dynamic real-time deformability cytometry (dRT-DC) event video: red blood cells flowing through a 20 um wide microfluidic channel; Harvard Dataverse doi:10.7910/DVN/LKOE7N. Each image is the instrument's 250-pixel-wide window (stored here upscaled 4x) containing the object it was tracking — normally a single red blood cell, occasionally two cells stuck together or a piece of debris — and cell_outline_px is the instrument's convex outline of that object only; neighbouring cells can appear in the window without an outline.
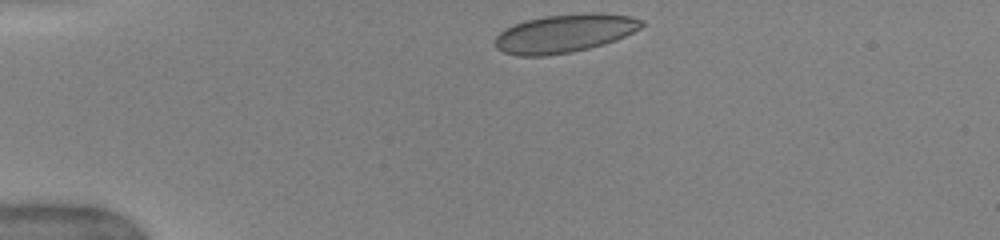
{"species": "human", "species_latin": "Homo sapiens", "temperature_condition": "warm", "stored_images_in_passage": 40, "camera_frame_rate_fps": 3000, "um_per_image_px": 0.085, "donor": {"sex": "female"}, "frame": {"image": 1, "passage_image": 1, "time_ms": 0.0, "image_size_px": [1000, 240], "cell_outline_px": [[644, 24], [640, 28], [616, 40], [604, 44], [572, 52], [544, 56], [516, 56], [504, 52], [496, 48], [496, 36], [504, 28], [524, 20], [544, 16], [600, 12], [632, 16], [644, 20]], "centroid_in_image_um": [47.99, 2.83], "position_along_channel_um": 37.0, "area_um2": 32.83}}
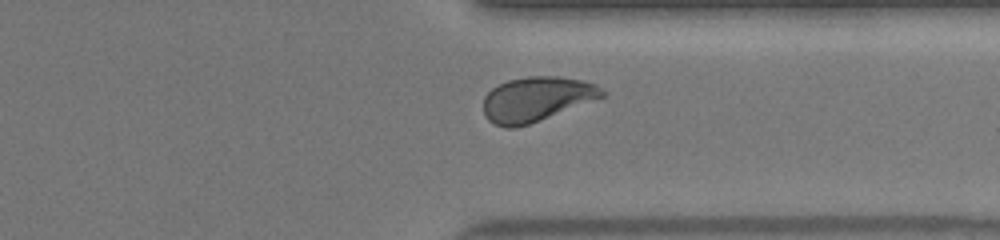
{"frame": {"image": 2, "passage_image": 29, "time_ms": 9.333, "image_size_px": [1000, 240], "cell_outline_px": [[604, 96], [528, 124], [516, 128], [504, 128], [488, 120], [484, 116], [484, 96], [492, 88], [508, 80], [528, 76], [560, 76], [584, 80], [596, 84], [604, 92]], "centroid_in_image_um": [45.56, 8.41], "position_along_channel_um": 365.8, "area_um2": 30.58}}
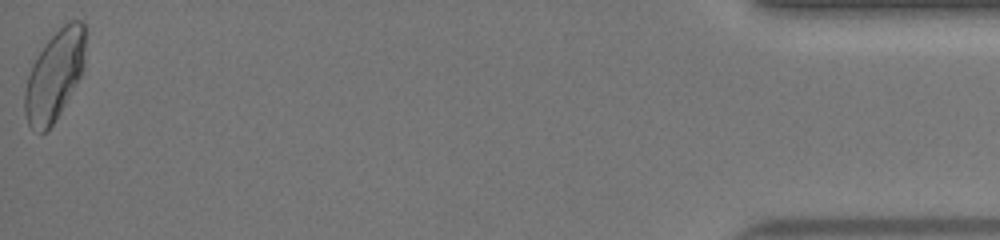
{"frame": {"image": 3, "passage_image": 40, "time_ms": 13.0, "image_size_px": [1000, 240], "cell_outline_px": [[84, 64], [80, 76], [60, 112], [52, 124], [44, 132], [40, 132], [32, 128], [28, 124], [24, 112], [24, 88], [32, 64], [44, 44], [64, 24], [72, 20], [80, 20], [84, 24]], "centroid_in_image_um": [4.61, 6.41], "position_along_channel_um": 430.6, "area_um2": 31.15}, "authors_computed_cell_mechanics": {"area_um2": 31.1831, "velocity_mm_per_s": 4.042, "shape_relaxation_time_tau1_ms": 5.3195, "shape_relaxation_time_tau2_ms": null, "deformation_change_tau1": 0.1634, "deformation_change_tau2": null}}